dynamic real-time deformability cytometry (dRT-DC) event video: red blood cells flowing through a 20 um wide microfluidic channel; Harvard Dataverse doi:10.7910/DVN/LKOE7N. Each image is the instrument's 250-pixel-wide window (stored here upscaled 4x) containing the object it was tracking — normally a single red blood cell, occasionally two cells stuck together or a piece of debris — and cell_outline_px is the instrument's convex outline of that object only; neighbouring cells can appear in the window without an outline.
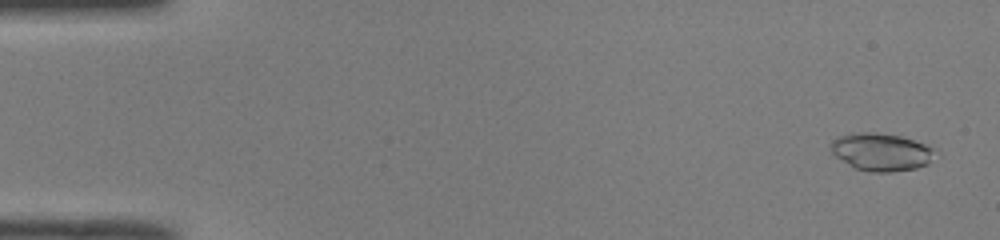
{"species": "common noctule bat (a hibernating species)", "species_latin": "Nyctalus noctula", "temperature_condition": "room temperature", "stored_images_in_passage": 50, "camera_frame_rate_fps": 3000, "um_per_image_px": 0.085, "animal": {"sex": "male", "body_mass_g": 19.0, "forearm_length_mm": 50.8}, "frame": {"image": 1, "passage_image": 3, "time_ms": 0.667, "image_size_px": [1000, 240], "cell_outline_px": [[932, 148], [928, 164], [916, 168], [892, 172], [872, 172], [856, 168], [836, 156], [832, 152], [828, 144], [836, 136], [852, 132], [876, 132], [900, 136], [924, 144]], "centroid_in_image_um": [74.8, 12.9], "position_along_channel_um": 10.2, "area_um2": 22.6}}
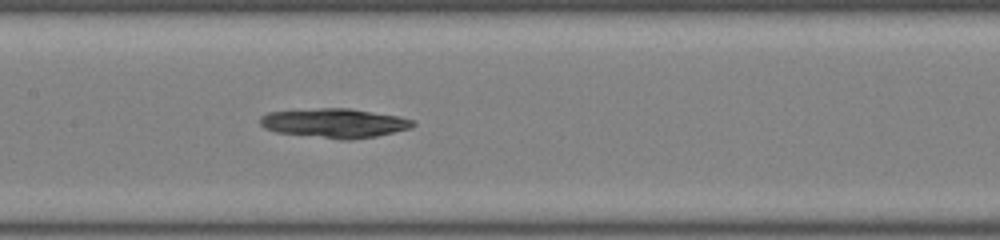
{"frame": {"image": 2, "passage_image": 26, "time_ms": 8.333, "image_size_px": [1000, 240], "cell_outline_px": [[416, 124], [412, 128], [376, 136], [352, 140], [340, 140], [276, 132], [264, 128], [260, 124], [260, 116], [268, 112], [320, 108], [348, 108], [400, 116], [412, 120]], "centroid_in_image_um": [28.44, 10.47], "position_along_channel_um": 179.0, "area_um2": 26.24}}
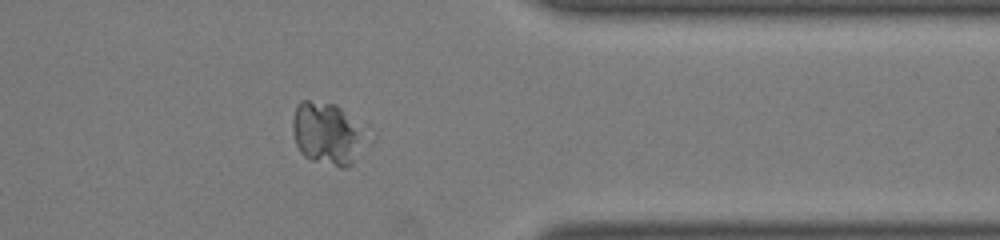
{"frame": {"image": 3, "passage_image": 42, "time_ms": 13.667, "image_size_px": [1000, 240], "cell_outline_px": [[356, 140], [352, 164], [348, 168], [340, 168], [312, 160], [304, 156], [300, 152], [296, 144], [292, 132], [292, 120], [296, 104], [300, 100], [308, 100], [336, 104], [340, 108], [356, 132]], "centroid_in_image_um": [27.52, 11.34], "position_along_channel_um": 383.9, "area_um2": 24.39}}